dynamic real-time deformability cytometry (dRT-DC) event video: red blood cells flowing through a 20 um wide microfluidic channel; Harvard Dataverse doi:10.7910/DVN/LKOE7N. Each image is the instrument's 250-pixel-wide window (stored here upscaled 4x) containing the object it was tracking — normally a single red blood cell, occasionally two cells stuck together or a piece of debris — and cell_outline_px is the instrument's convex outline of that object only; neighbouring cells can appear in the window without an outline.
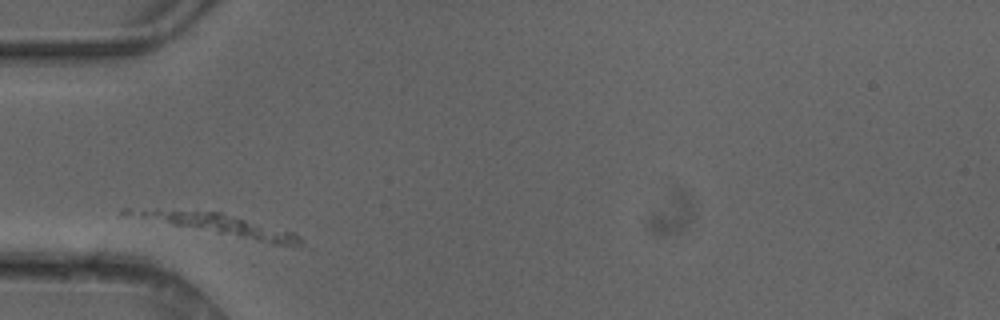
{"species": "common noctule bat (a hibernating species)", "species_latin": "Nyctalus noctula", "temperature_condition": "cold", "stored_images_in_passage": 1, "camera_frame_rate_fps": 3000, "um_per_image_px": 0.085, "animal": {"sex": "female"}, "frame": {"image": 1, "passage_image": 1, "time_ms": 0.0, "image_size_px": [1000, 320], "cell_outline_px": [[304, 244], [272, 244], [176, 224], [120, 212], [120, 208], [128, 208], [220, 212], [292, 232], [300, 236], [304, 240]], "centroid_in_image_um": [18.75, 19.1], "position_along_channel_um": 66.3, "area_um2": 19.42}}